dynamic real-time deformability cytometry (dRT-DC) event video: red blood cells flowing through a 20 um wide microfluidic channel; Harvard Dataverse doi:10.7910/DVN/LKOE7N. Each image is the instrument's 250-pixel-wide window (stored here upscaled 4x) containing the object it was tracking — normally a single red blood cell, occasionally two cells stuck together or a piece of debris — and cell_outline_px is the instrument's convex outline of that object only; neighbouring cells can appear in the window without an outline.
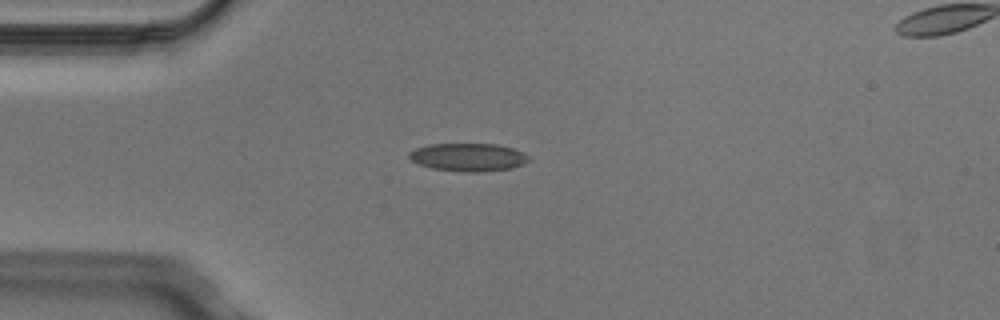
{"species": "Egyptian fruit bat (a non-hibernating species)", "species_latin": "Rousettus aegyptiacus", "temperature_condition": "cold", "stored_images_in_passage": 4, "segment_of_instrument_passage": [1, 2], "camera_frame_rate_fps": 3000, "um_per_image_px": 0.085, "animal": {"sex": "male"}, "frame": {"image": 1, "passage_image": 3, "time_ms": 0.667, "image_size_px": [1000, 320], "cell_outline_px": [[528, 160], [512, 168], [480, 172], [464, 172], [432, 168], [420, 164], [412, 160], [408, 156], [408, 152], [416, 148], [428, 144], [496, 144], [512, 148], [524, 152], [528, 156]], "centroid_in_image_um": [39.77, 13.35], "position_along_channel_um": 45.2, "area_um2": 19.36}}